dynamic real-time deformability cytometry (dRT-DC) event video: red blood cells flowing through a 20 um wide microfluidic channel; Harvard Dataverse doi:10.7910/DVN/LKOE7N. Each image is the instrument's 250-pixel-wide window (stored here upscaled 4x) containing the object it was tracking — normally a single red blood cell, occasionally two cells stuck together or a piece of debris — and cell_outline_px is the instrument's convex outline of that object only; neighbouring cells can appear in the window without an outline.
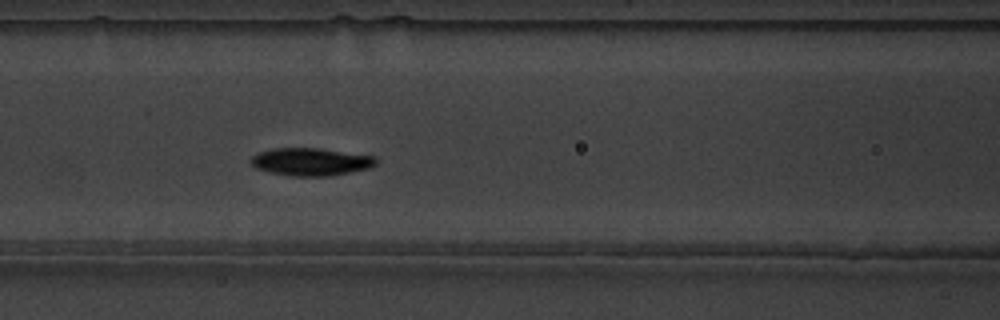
{"species": "common noctule bat (a hibernating species)", "species_latin": "Nyctalus noctula", "temperature_condition": "warm", "stored_images_in_passage": 6, "camera_frame_rate_fps": 3000, "um_per_image_px": 0.085, "animal": {"sex": "male", "body_mass_g": 19.5, "forearm_length_mm": 54.6}, "frame": {"image": 1, "passage_image": 6, "time_ms": 1.667, "image_size_px": [1000, 320], "cell_outline_px": [[376, 164], [372, 168], [332, 176], [288, 176], [268, 172], [256, 168], [252, 164], [252, 156], [260, 152], [276, 148], [320, 148], [376, 156]], "centroid_in_image_um": [26.47, 13.76], "position_along_channel_um": 140.1, "area_um2": 20.35}}